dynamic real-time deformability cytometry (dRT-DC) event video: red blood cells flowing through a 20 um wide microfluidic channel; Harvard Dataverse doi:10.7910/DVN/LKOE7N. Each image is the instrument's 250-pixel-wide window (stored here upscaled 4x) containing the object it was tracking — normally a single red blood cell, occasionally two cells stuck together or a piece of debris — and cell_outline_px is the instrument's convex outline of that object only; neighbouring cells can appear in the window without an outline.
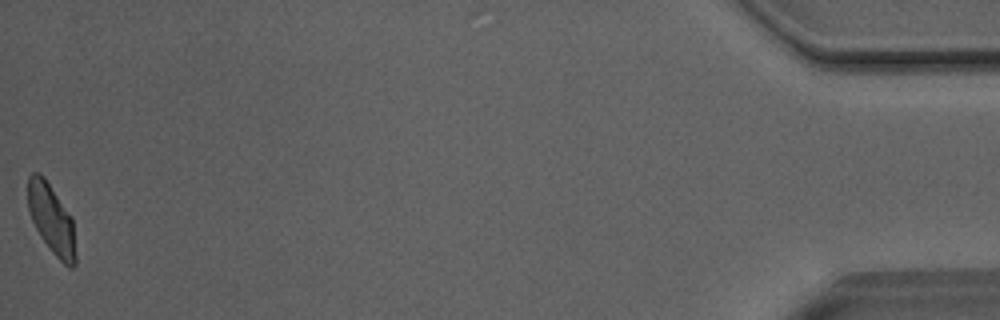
{"species": "Egyptian fruit bat (a non-hibernating species)", "species_latin": "Rousettus aegyptiacus", "temperature_condition": "room temperature", "stored_images_in_passage": 37, "camera_frame_rate_fps": 3000, "um_per_image_px": 0.085, "animal": {"sex": "male"}, "frame": {"image": 1, "passage_image": 37, "time_ms": 12.0, "image_size_px": [1000, 320], "cell_outline_px": [[76, 264], [72, 268], [68, 268], [52, 252], [40, 236], [32, 220], [28, 208], [28, 176], [32, 172], [40, 172], [44, 176], [72, 216], [76, 256]], "centroid_in_image_um": [4.39, 18.62], "position_along_channel_um": 430.8, "area_um2": 19.54}, "authors_computed_cell_mechanics": {"area_um2": 19.9988, "velocity_mm_per_s": 4.0277, "shape_relaxation_time_tau1_ms": 5.3323, "shape_relaxation_time_tau2_ms": 1.9402, "deformation_change_tau1": 0.1512, "deformation_change_tau2": 0.0701}}